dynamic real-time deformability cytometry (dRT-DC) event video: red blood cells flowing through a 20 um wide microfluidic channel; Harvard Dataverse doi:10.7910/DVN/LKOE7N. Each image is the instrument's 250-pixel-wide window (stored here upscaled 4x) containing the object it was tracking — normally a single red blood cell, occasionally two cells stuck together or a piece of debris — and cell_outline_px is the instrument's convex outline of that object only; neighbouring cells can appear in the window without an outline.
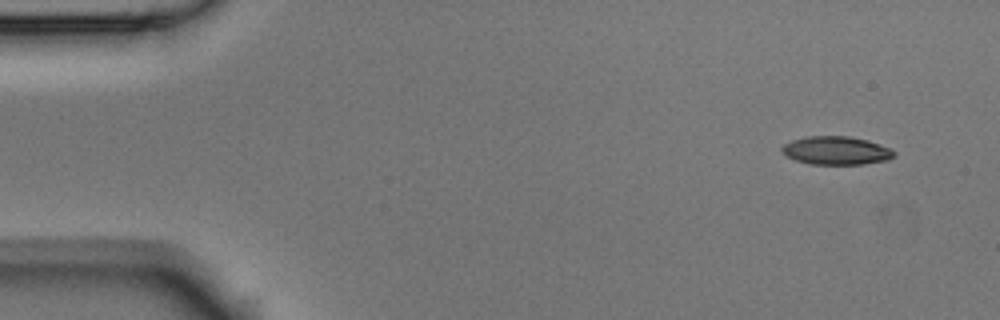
{"species": "Egyptian fruit bat (a non-hibernating species)", "species_latin": "Rousettus aegyptiacus", "temperature_condition": "room temperature", "stored_images_in_passage": 9, "camera_frame_rate_fps": 3000, "um_per_image_px": 0.085, "animal": {"sex": "male"}, "frame": {"image": 1, "passage_image": 1, "time_ms": 0.0, "image_size_px": [1000, 320], "cell_outline_px": [[896, 152], [888, 160], [864, 164], [812, 164], [796, 160], [780, 152], [780, 148], [784, 144], [792, 140], [808, 136], [848, 136], [868, 140], [892, 148]], "centroid_in_image_um": [71.09, 12.79], "position_along_channel_um": 13.9, "area_um2": 18.55}}
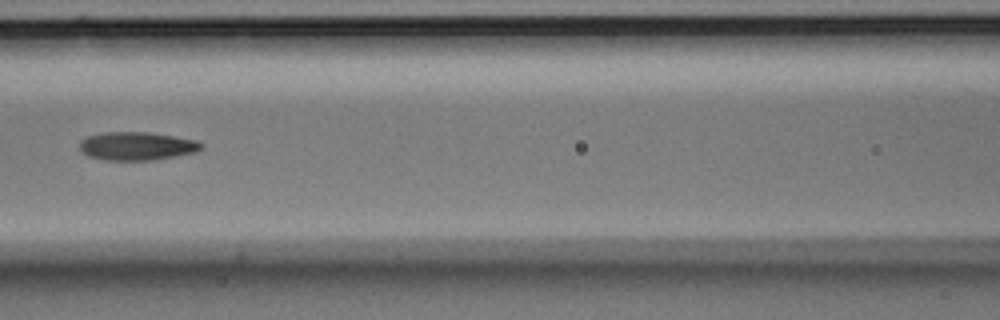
{"frame": {"image": 2, "passage_image": 6, "time_ms": 1.667, "image_size_px": [1000, 320], "cell_outline_px": [[204, 148], [196, 152], [176, 156], [152, 160], [108, 160], [88, 156], [80, 148], [80, 140], [88, 136], [104, 132], [148, 132], [196, 140], [204, 144]], "centroid_in_image_um": [11.66, 12.41], "position_along_channel_um": 154.9, "area_um2": 20.0}}
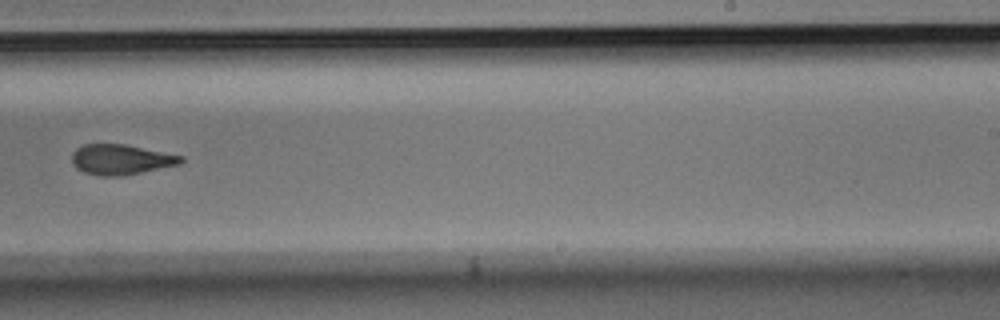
{"frame": {"image": 3, "passage_image": 9, "time_ms": 2.667, "image_size_px": [1000, 320], "cell_outline_px": [[184, 160], [180, 164], [140, 172], [116, 176], [100, 176], [84, 172], [76, 168], [72, 164], [72, 152], [76, 148], [84, 144], [124, 144], [184, 156]], "centroid_in_image_um": [10.25, 13.55], "position_along_channel_um": 278.8, "area_um2": 19.07}}